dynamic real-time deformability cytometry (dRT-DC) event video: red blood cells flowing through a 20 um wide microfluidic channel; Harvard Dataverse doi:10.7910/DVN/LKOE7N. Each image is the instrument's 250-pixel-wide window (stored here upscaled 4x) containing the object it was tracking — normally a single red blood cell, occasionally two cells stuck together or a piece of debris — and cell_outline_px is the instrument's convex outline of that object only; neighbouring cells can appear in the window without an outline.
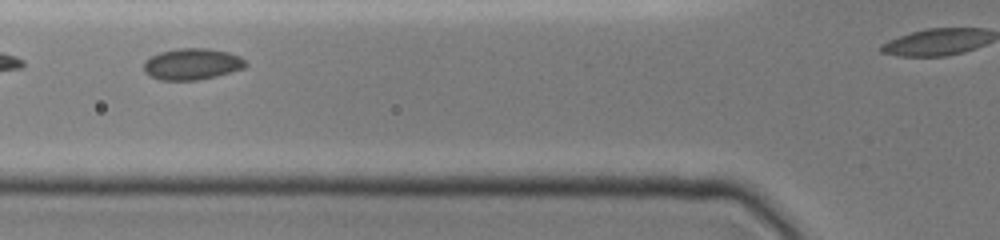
{"species": "common noctule bat (a hibernating species)", "species_latin": "Nyctalus noctula", "temperature_condition": "cold", "stored_images_in_passage": 22, "camera_frame_rate_fps": 3000, "um_per_image_px": 0.085, "animal": {"sex": "female", "body_mass_g": 19.0, "forearm_length_mm": 51.5}, "frame": {"image": 1, "passage_image": 8, "time_ms": 2.333, "image_size_px": [1000, 240], "cell_outline_px": [[248, 64], [244, 68], [216, 76], [196, 80], [160, 80], [148, 76], [144, 72], [144, 60], [160, 52], [180, 48], [208, 48], [228, 52], [240, 56]], "centroid_in_image_um": [16.31, 5.45], "position_along_channel_um": 109.5, "area_um2": 18.67}}